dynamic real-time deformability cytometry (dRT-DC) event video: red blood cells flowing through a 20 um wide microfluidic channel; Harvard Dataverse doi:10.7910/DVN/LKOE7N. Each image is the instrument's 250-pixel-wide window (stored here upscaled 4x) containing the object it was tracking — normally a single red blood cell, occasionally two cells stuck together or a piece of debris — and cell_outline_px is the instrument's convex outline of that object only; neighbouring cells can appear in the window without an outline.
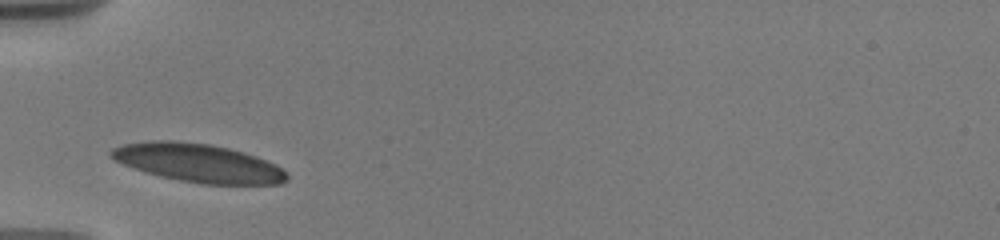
{"species": "human", "species_latin": "Homo sapiens", "temperature_condition": "warm", "stored_images_in_passage": 3, "camera_frame_rate_fps": 3000, "um_per_image_px": 0.085, "donor": {"sex": "male"}, "frame": {"image": 1, "passage_image": 1, "time_ms": 0.0, "image_size_px": [1000, 240], "cell_outline_px": [[288, 180], [280, 184], [200, 184], [160, 176], [144, 172], [124, 164], [108, 156], [108, 152], [112, 148], [124, 144], [148, 140], [172, 140], [208, 144], [228, 148], [244, 152], [256, 156], [276, 164], [288, 176]], "centroid_in_image_um": [16.83, 13.85], "position_along_channel_um": 68.2, "area_um2": 39.3}}